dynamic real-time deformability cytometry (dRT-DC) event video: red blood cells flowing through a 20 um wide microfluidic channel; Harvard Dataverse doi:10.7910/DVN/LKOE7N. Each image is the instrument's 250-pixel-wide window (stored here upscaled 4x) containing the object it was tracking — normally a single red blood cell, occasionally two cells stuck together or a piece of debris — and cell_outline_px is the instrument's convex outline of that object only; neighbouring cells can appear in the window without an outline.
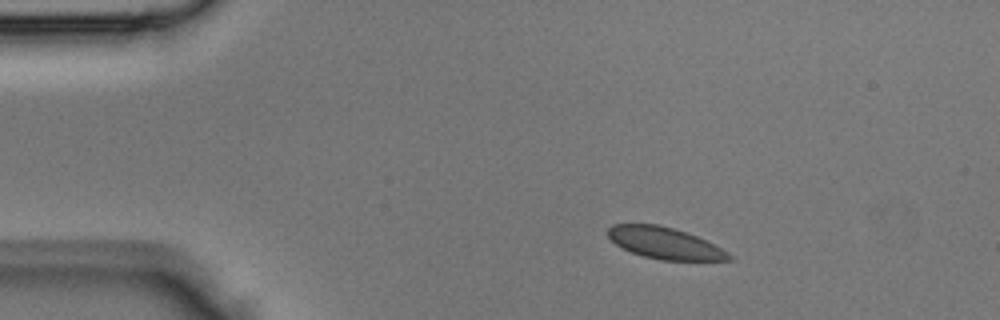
{"species": "Egyptian fruit bat (a non-hibernating species)", "species_latin": "Rousettus aegyptiacus", "temperature_condition": "room temperature", "stored_images_in_passage": 4, "camera_frame_rate_fps": 3000, "um_per_image_px": 0.085, "animal": {"sex": "male"}, "frame": {"image": 1, "passage_image": 2, "time_ms": 0.333, "image_size_px": [1000, 320], "cell_outline_px": [[732, 260], [660, 260], [644, 256], [632, 252], [616, 244], [608, 236], [608, 228], [612, 224], [660, 224], [696, 236], [728, 252], [732, 256]], "centroid_in_image_um": [56.48, 20.66], "position_along_channel_um": 28.5, "area_um2": 21.85}}
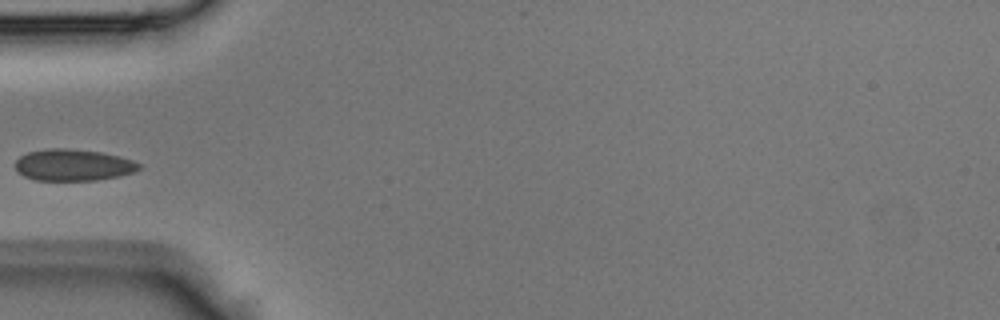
{"frame": {"image": 2, "passage_image": 4, "time_ms": 1.0, "image_size_px": [1000, 320], "cell_outline_px": [[140, 168], [136, 172], [120, 176], [96, 180], [36, 180], [24, 176], [16, 172], [16, 160], [20, 156], [28, 152], [48, 148], [68, 148], [100, 152], [120, 156], [132, 160], [140, 164]], "centroid_in_image_um": [6.22, 14.02], "position_along_channel_um": 78.8, "area_um2": 22.89}}